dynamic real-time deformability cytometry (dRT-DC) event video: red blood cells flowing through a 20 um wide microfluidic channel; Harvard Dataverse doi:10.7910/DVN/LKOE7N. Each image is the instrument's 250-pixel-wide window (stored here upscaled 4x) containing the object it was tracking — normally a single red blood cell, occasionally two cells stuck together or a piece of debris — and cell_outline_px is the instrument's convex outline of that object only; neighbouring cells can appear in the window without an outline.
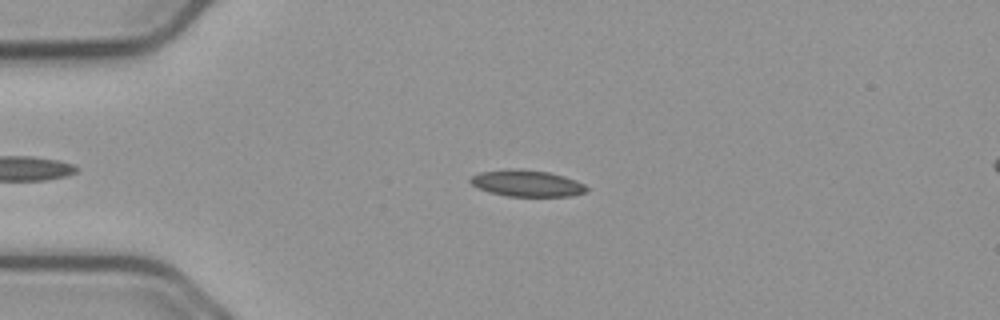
{"species": "common noctule bat (a hibernating species)", "species_latin": "Nyctalus noctula", "temperature_condition": "cold", "stored_images_in_passage": 38, "camera_frame_rate_fps": 3000, "um_per_image_px": 0.085, "animal": {"sex": "male", "body_mass_g": 23.1, "forearm_length_mm": 52.7}, "frame": {"image": 1, "passage_image": 1, "time_ms": 0.0, "image_size_px": [1000, 320], "cell_outline_px": [[588, 192], [572, 196], [508, 196], [488, 192], [476, 188], [468, 180], [472, 176], [480, 172], [508, 168], [548, 172], [564, 176], [576, 180], [584, 184], [588, 188]], "centroid_in_image_um": [44.78, 15.59], "position_along_channel_um": 40.2, "area_um2": 18.03}}
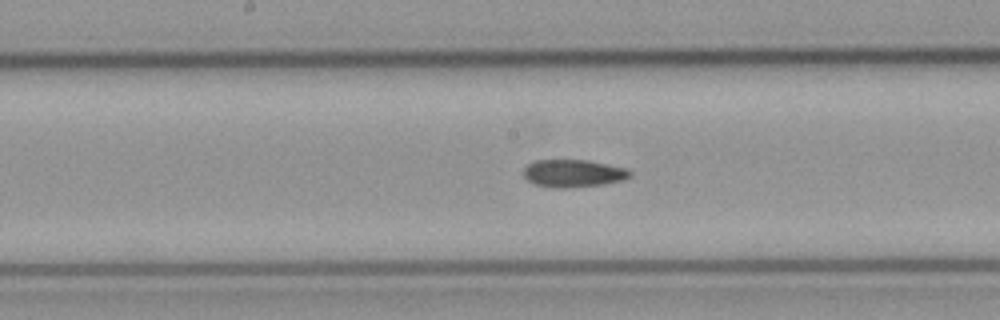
{"frame": {"image": 2, "passage_image": 16, "time_ms": 5.0, "image_size_px": [1000, 320], "cell_outline_px": [[632, 176], [624, 180], [604, 184], [564, 188], [556, 188], [536, 184], [528, 180], [524, 176], [524, 168], [528, 164], [536, 160], [584, 160], [624, 168], [632, 172]], "centroid_in_image_um": [48.73, 14.74], "position_along_channel_um": 199.5, "area_um2": 16.88}}
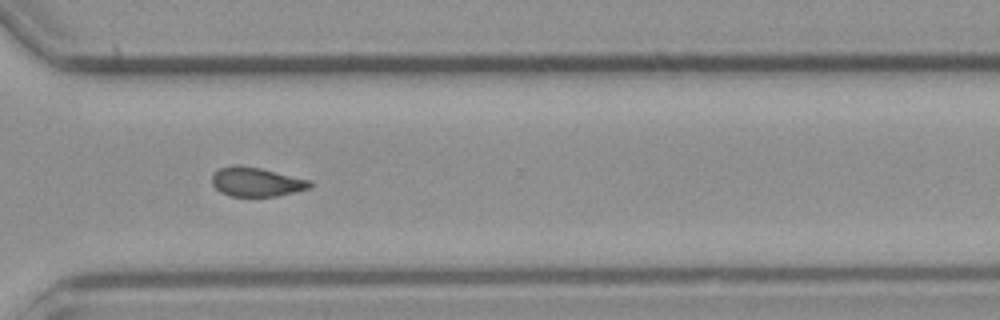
{"frame": {"image": 3, "passage_image": 28, "time_ms": 9.0, "image_size_px": [1000, 320], "cell_outline_px": [[312, 188], [276, 196], [228, 196], [220, 192], [212, 184], [212, 172], [220, 168], [232, 164], [240, 164], [260, 168], [312, 180]], "centroid_in_image_um": [21.78, 15.45], "position_along_channel_um": 348.8, "area_um2": 16.94}, "authors_computed_cell_mechanics": {"area_um2": 16.8776, "velocity_mm_per_s": 3.7482, "shape_relaxation_time_tau1_ms": null, "shape_relaxation_time_tau2_ms": 6.9946, "deformation_change_tau1": null, "deformation_change_tau2": 0.137}}